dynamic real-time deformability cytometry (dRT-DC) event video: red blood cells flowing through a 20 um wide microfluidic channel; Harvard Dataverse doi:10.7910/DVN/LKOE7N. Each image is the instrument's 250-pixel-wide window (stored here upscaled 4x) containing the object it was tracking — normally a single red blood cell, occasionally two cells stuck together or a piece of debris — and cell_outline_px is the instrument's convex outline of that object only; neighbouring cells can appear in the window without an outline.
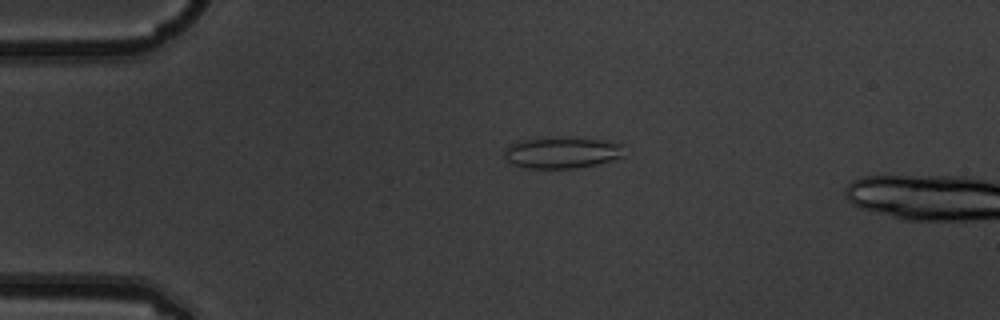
{"species": "common noctule bat (a hibernating species)", "species_latin": "Nyctalus noctula", "temperature_condition": "warm", "stored_images_in_passage": 4, "camera_frame_rate_fps": 3000, "um_per_image_px": 0.085, "animal": {"sex": "male", "body_mass_g": 19.5, "forearm_length_mm": 54.6}, "frame": {"image": 1, "passage_image": 2, "time_ms": 0.333, "image_size_px": [1000, 320], "cell_outline_px": [[624, 156], [596, 164], [576, 168], [524, 168], [512, 164], [504, 160], [504, 148], [508, 144], [516, 140], [544, 136], [564, 136], [604, 140], [624, 144]], "centroid_in_image_um": [47.69, 12.93], "position_along_channel_um": 37.3, "area_um2": 22.83}}